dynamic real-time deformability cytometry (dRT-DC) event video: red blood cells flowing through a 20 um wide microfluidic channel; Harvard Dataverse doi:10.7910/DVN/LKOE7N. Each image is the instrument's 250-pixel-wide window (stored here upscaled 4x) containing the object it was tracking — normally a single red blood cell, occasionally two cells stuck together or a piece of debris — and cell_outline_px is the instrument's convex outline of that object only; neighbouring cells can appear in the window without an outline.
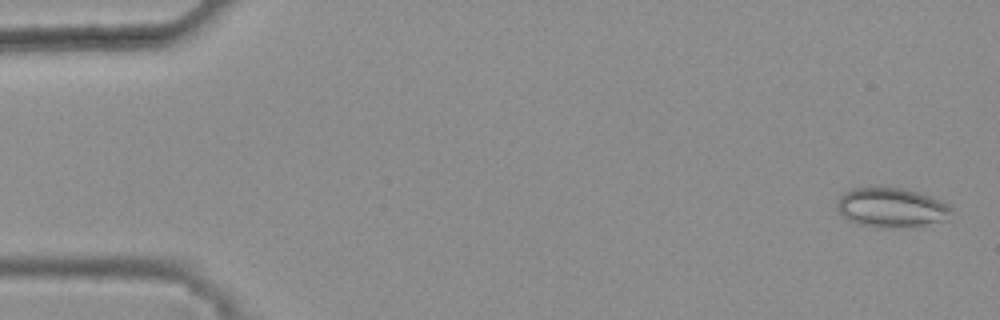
{"species": "common noctule bat (a hibernating species)", "species_latin": "Nyctalus noctula", "temperature_condition": "warm", "stored_images_in_passage": 46, "camera_frame_rate_fps": 3000, "um_per_image_px": 0.085, "animal": {"sex": "female", "body_mass_g": 25.1}, "frame": {"image": 1, "passage_image": 2, "time_ms": 0.333, "image_size_px": [1000, 320], "cell_outline_px": [[952, 212], [948, 220], [924, 224], [892, 228], [880, 228], [860, 224], [848, 220], [840, 212], [836, 204], [836, 200], [844, 192], [852, 188], [904, 188], [920, 192], [932, 196], [952, 204]], "centroid_in_image_um": [75.82, 17.64], "position_along_channel_um": 9.2, "area_um2": 26.53}}
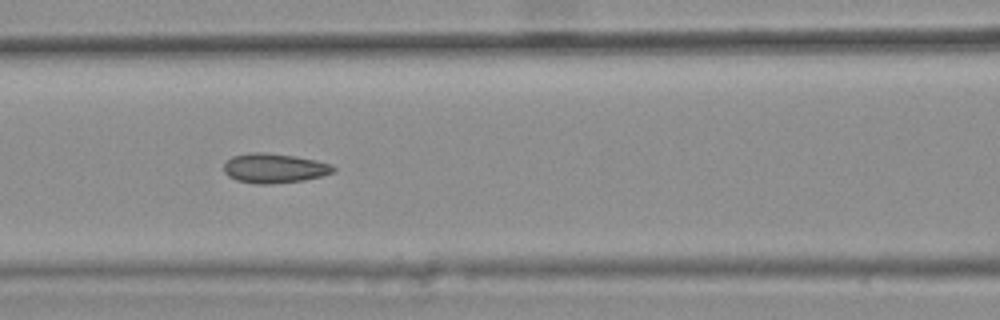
{"frame": {"image": 2, "passage_image": 23, "time_ms": 7.333, "image_size_px": [1000, 320], "cell_outline_px": [[336, 168], [332, 172], [320, 176], [304, 180], [268, 184], [256, 184], [236, 180], [228, 176], [224, 172], [224, 164], [232, 156], [248, 152], [264, 152], [296, 156], [316, 160], [332, 164]], "centroid_in_image_um": [23.29, 14.29], "position_along_channel_um": 143.3, "area_um2": 18.9}}
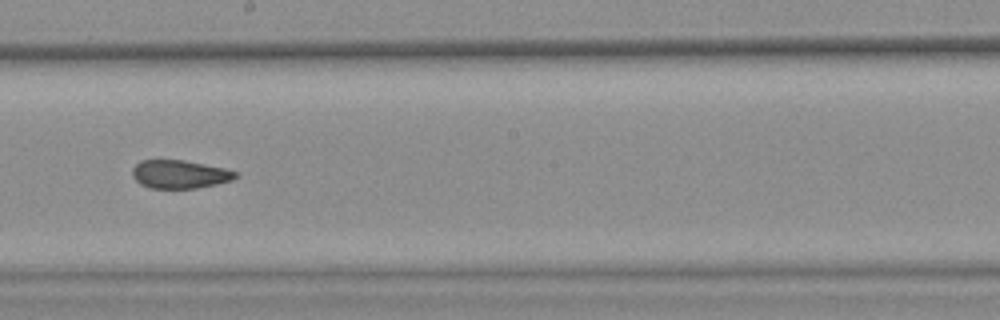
{"frame": {"image": 3, "passage_image": 30, "time_ms": 9.667, "image_size_px": [1000, 320], "cell_outline_px": [[240, 176], [232, 180], [216, 184], [196, 188], [148, 188], [140, 184], [132, 176], [132, 168], [140, 160], [184, 160], [224, 168], [240, 172]], "centroid_in_image_um": [15.29, 14.81], "position_along_channel_um": 232.9, "area_um2": 17.17}, "authors_computed_cell_mechanics": {"area_um2": 18.5249, "velocity_mm_per_s": 3.854, "shape_relaxation_time_tau1_ms": null, "shape_relaxation_time_tau2_ms": 1.7452, "deformation_change_tau1": null, "deformation_change_tau2": 0.0753}}